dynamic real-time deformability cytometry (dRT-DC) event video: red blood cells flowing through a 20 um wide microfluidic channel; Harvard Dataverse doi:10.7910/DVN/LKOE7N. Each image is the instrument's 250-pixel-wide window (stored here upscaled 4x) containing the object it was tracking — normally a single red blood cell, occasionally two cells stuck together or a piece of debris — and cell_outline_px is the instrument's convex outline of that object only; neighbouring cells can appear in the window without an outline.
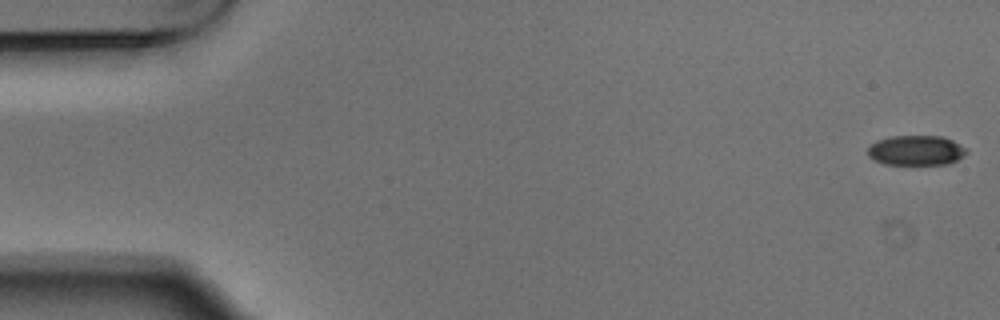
{"species": "Egyptian fruit bat (a non-hibernating species)", "species_latin": "Rousettus aegyptiacus", "temperature_condition": "warm", "stored_images_in_passage": 5, "camera_frame_rate_fps": 3000, "um_per_image_px": 0.085, "animal": {"sex": "male"}, "frame": {"image": 1, "passage_image": 1, "time_ms": 0.0, "image_size_px": [1000, 320], "cell_outline_px": [[968, 152], [964, 156], [948, 164], [884, 164], [872, 160], [868, 156], [868, 148], [876, 140], [892, 136], [940, 136], [952, 140], [968, 148]], "centroid_in_image_um": [77.87, 12.78], "position_along_channel_um": 7.1, "area_um2": 17.34}}
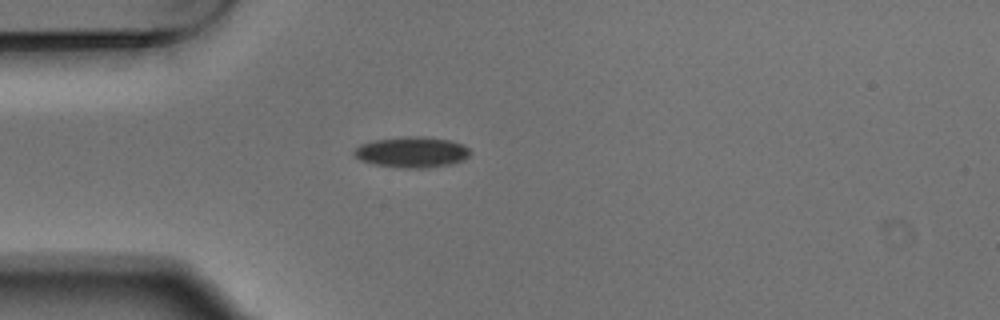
{"frame": {"image": 2, "passage_image": 5, "time_ms": 1.333, "image_size_px": [1000, 320], "cell_outline_px": [[472, 152], [464, 160], [452, 164], [428, 168], [404, 168], [376, 164], [360, 160], [352, 152], [360, 144], [376, 140], [404, 136], [424, 136], [448, 140], [464, 144]], "centroid_in_image_um": [35.05, 12.93], "position_along_channel_um": 49.9, "area_um2": 20.87}}